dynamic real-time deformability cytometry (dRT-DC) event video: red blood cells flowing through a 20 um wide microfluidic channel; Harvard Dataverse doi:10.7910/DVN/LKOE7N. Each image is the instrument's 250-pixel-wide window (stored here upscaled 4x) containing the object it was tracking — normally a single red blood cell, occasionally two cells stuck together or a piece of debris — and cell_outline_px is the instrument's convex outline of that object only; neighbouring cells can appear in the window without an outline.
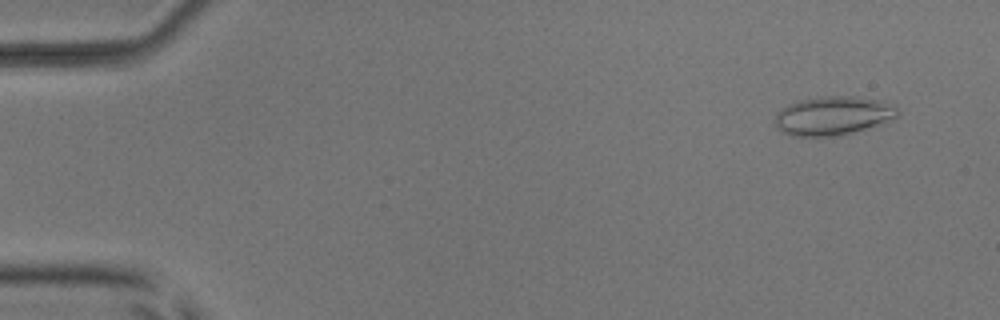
{"species": "common noctule bat (a hibernating species)", "species_latin": "Nyctalus noctula", "temperature_condition": "room temperature", "stored_images_in_passage": 6, "camera_frame_rate_fps": 3000, "um_per_image_px": 0.085, "animal": {"sex": "male", "body_mass_g": 17.9, "forearm_length_mm": 54.2}, "frame": {"image": 1, "passage_image": 1, "time_ms": 0.0, "image_size_px": [1000, 320], "cell_outline_px": [[900, 112], [896, 116], [864, 128], [840, 136], [792, 136], [784, 132], [776, 124], [776, 112], [780, 108], [788, 104], [800, 100], [824, 96], [856, 96], [876, 100], [896, 108]], "centroid_in_image_um": [70.72, 9.83], "position_along_channel_um": 14.3, "area_um2": 26.99}}
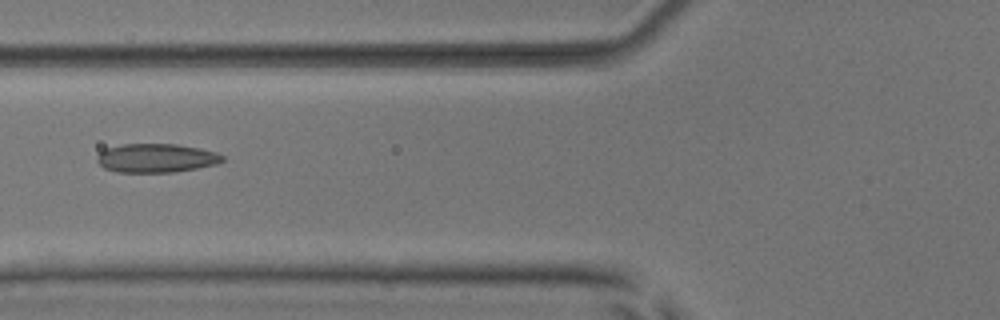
{"frame": {"image": 2, "passage_image": 5, "time_ms": 5.667, "image_size_px": [1000, 320], "cell_outline_px": [[224, 160], [216, 164], [196, 168], [172, 172], [116, 172], [104, 168], [96, 160], [96, 156], [104, 148], [124, 144], [176, 144], [200, 148], [216, 152], [224, 156]], "centroid_in_image_um": [13.25, 13.43], "position_along_channel_um": 112.5, "area_um2": 21.1}}
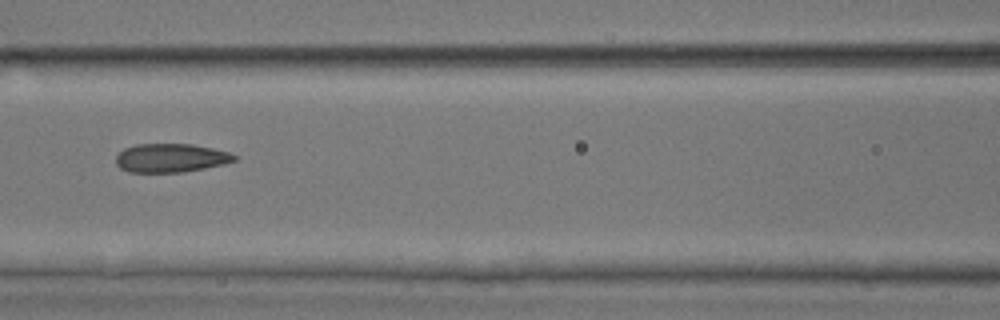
{"frame": {"image": 3, "passage_image": 6, "time_ms": 6.667, "image_size_px": [1000, 320], "cell_outline_px": [[236, 160], [224, 164], [184, 172], [128, 172], [120, 168], [116, 164], [116, 156], [124, 148], [136, 144], [192, 144], [212, 148], [228, 152], [236, 156]], "centroid_in_image_um": [14.49, 13.43], "position_along_channel_um": 152.1, "area_um2": 19.77}}